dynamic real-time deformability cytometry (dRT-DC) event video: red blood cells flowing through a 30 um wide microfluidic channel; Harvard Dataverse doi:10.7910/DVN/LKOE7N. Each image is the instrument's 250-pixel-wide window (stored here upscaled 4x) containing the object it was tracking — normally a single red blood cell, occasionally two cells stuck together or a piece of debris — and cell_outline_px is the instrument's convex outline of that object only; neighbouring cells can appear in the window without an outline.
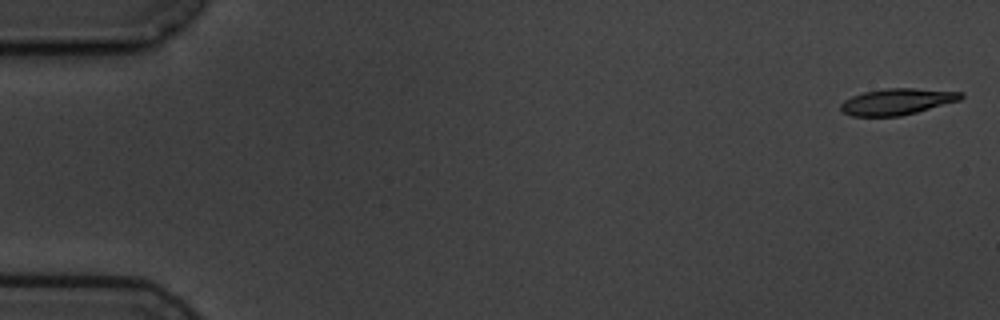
{"species": "common noctule bat (a hibernating species)", "species_latin": "Nyctalus noctula", "temperature_condition": "cold", "stored_images_in_passage": 7, "camera_frame_rate_fps": 3000, "um_per_image_px": 0.085, "animal": {"sex": "male", "body_mass_g": 19.5, "forearm_length_mm": 54.6}, "frame": {"image": 1, "passage_image": 1, "time_ms": 0.0, "image_size_px": [1000, 320], "cell_outline_px": [[964, 96], [960, 100], [916, 112], [900, 116], [852, 116], [844, 112], [840, 108], [840, 104], [844, 100], [852, 96], [864, 92], [884, 88], [916, 88], [964, 92]], "centroid_in_image_um": [76.26, 8.63], "position_along_channel_um": 8.7, "area_um2": 18.38}}
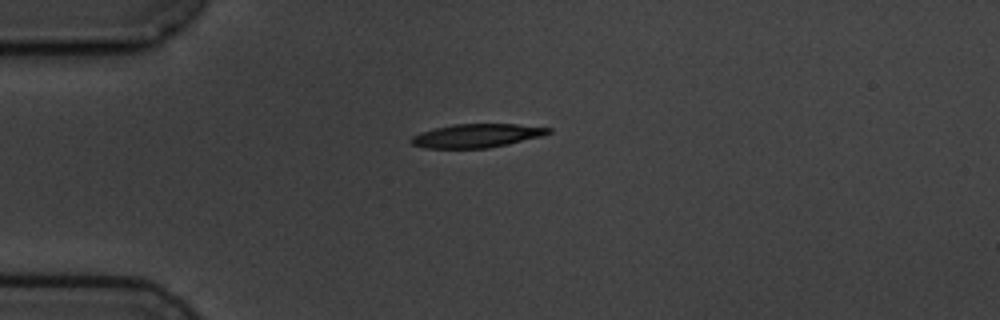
{"frame": {"image": 2, "passage_image": 5, "time_ms": 4.333, "image_size_px": [1000, 320], "cell_outline_px": [[552, 132], [540, 136], [508, 144], [488, 148], [424, 148], [412, 144], [408, 140], [412, 136], [420, 132], [452, 124], [516, 124], [552, 128]], "centroid_in_image_um": [40.49, 11.53], "position_along_channel_um": 44.5, "area_um2": 18.84}}
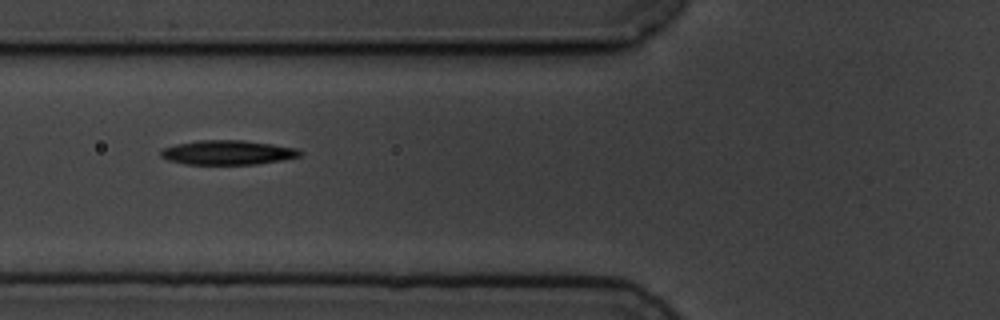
{"frame": {"image": 3, "passage_image": 7, "time_ms": 6.667, "image_size_px": [1000, 320], "cell_outline_px": [[304, 152], [300, 156], [280, 160], [256, 164], [184, 164], [168, 160], [160, 156], [160, 152], [164, 148], [176, 144], [196, 140], [244, 140], [272, 144], [296, 148]], "centroid_in_image_um": [19.34, 12.96], "position_along_channel_um": 106.5, "area_um2": 19.77}}